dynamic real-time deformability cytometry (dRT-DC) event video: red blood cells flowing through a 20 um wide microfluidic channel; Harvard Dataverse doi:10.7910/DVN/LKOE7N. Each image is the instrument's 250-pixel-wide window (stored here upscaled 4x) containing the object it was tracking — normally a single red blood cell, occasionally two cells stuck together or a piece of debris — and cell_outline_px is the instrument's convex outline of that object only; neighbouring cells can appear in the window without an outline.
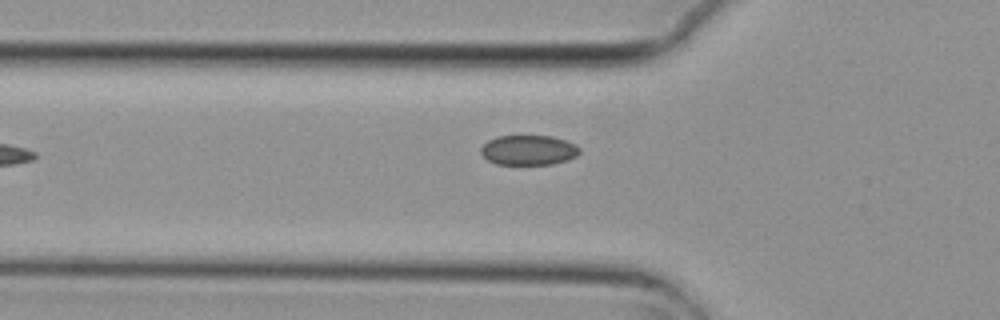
{"species": "common noctule bat (a hibernating species)", "species_latin": "Nyctalus noctula", "temperature_condition": "cold", "stored_images_in_passage": 3, "camera_frame_rate_fps": 3000, "um_per_image_px": 0.085, "animal": {"sex": "female", "body_mass_g": 29.2, "forearm_length_mm": 56.3}, "frame": {"image": 1, "passage_image": 3, "time_ms": 0.667, "image_size_px": [1000, 320], "cell_outline_px": [[580, 152], [576, 156], [568, 160], [552, 164], [496, 164], [488, 160], [480, 152], [480, 148], [488, 140], [496, 136], [552, 136], [576, 144], [580, 148]], "centroid_in_image_um": [44.93, 12.76], "position_along_channel_um": 80.9, "area_um2": 17.22}}